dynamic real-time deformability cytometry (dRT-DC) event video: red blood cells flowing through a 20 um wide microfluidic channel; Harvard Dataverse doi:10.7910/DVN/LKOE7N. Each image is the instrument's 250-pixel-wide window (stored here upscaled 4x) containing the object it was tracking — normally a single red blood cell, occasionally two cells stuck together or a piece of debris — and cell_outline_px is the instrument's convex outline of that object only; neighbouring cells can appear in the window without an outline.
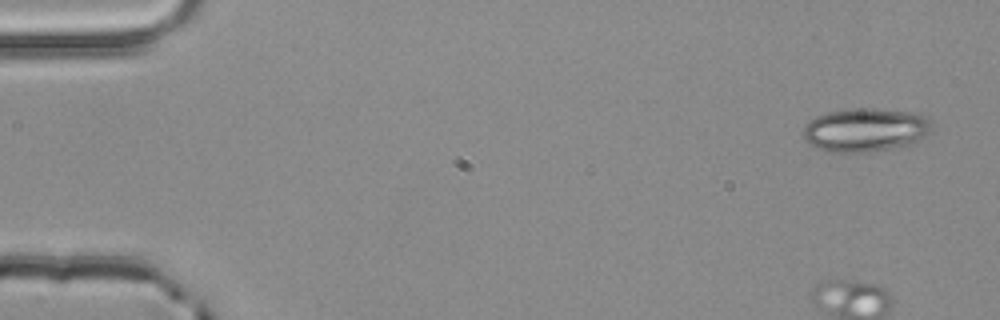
{"species": "common noctule bat (a hibernating species)", "species_latin": "Nyctalus noctula", "temperature_condition": "room temperature", "stored_images_in_passage": 5, "camera_frame_rate_fps": 3000, "um_per_image_px": 0.085, "animal": {"sex": "male", "body_mass_g": 20.4}, "frame": {"image": 1, "passage_image": 1, "time_ms": 0.0, "image_size_px": [1000, 320], "cell_outline_px": [[932, 128], [924, 136], [912, 144], [896, 148], [868, 152], [832, 152], [816, 148], [804, 140], [800, 132], [816, 116], [828, 112], [852, 108], [872, 108], [916, 112], [928, 116], [932, 120]], "centroid_in_image_um": [73.59, 11.04], "position_along_channel_um": 11.4, "area_um2": 33.12}}